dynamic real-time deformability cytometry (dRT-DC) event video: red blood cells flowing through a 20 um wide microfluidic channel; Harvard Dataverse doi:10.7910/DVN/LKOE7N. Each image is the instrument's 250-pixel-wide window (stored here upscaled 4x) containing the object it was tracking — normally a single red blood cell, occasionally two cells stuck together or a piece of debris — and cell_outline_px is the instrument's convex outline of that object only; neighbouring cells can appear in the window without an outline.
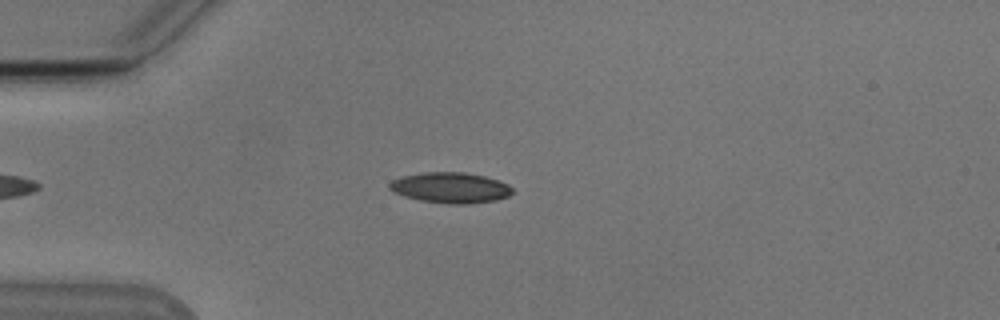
{"species": "Egyptian fruit bat (a non-hibernating species)", "species_latin": "Rousettus aegyptiacus", "temperature_condition": "cold", "stored_images_in_passage": 46, "camera_frame_rate_fps": 3000, "um_per_image_px": 0.085, "animal": {"sex": "male"}, "frame": {"image": 1, "passage_image": 11, "time_ms": 3.333, "image_size_px": [1000, 320], "cell_outline_px": [[512, 192], [508, 196], [496, 200], [468, 204], [448, 204], [420, 200], [404, 196], [388, 188], [388, 184], [392, 180], [404, 176], [424, 172], [464, 172], [484, 176], [508, 184], [512, 188]], "centroid_in_image_um": [38.29, 15.96], "position_along_channel_um": 46.7, "area_um2": 21.79}}
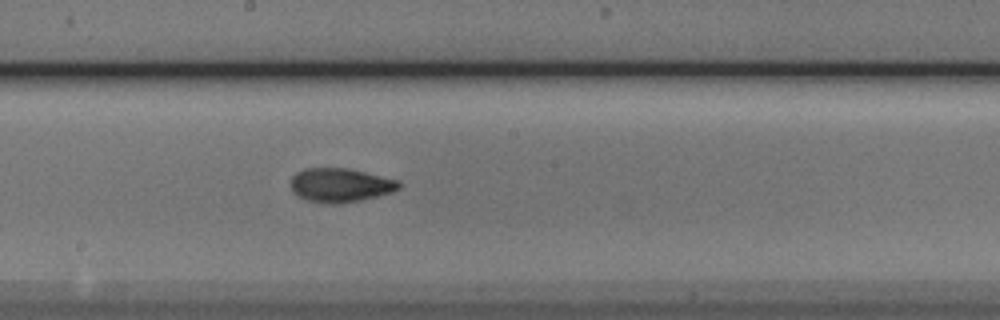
{"frame": {"image": 2, "passage_image": 26, "time_ms": 8.333, "image_size_px": [1000, 320], "cell_outline_px": [[400, 188], [392, 192], [360, 200], [336, 204], [328, 204], [308, 200], [296, 196], [292, 192], [292, 176], [296, 172], [304, 168], [348, 168], [400, 180]], "centroid_in_image_um": [28.92, 15.73], "position_along_channel_um": 219.3, "area_um2": 21.44}}
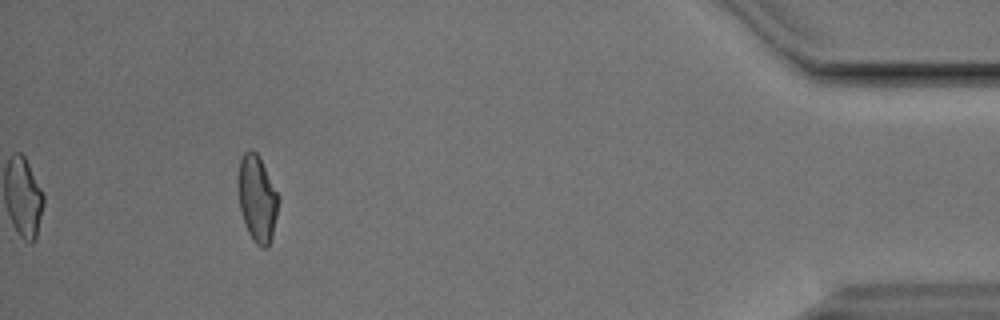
{"frame": {"image": 3, "passage_image": 46, "time_ms": 15.0, "image_size_px": [1000, 320], "cell_outline_px": [[276, 216], [272, 236], [268, 248], [264, 248], [256, 244], [248, 232], [240, 208], [236, 176], [240, 160], [244, 152], [248, 148], [252, 148], [260, 156], [276, 192]], "centroid_in_image_um": [21.81, 16.82], "position_along_channel_um": 413.4, "area_um2": 20.06}, "authors_computed_cell_mechanics": {"area_um2": 20.8658, "velocity_mm_per_s": 3.835, "shape_relaxation_time_tau1_ms": 4.0925, "shape_relaxation_time_tau2_ms": 2.2911, "deformation_change_tau1": 0.1416, "deformation_change_tau2": 0.0839}}